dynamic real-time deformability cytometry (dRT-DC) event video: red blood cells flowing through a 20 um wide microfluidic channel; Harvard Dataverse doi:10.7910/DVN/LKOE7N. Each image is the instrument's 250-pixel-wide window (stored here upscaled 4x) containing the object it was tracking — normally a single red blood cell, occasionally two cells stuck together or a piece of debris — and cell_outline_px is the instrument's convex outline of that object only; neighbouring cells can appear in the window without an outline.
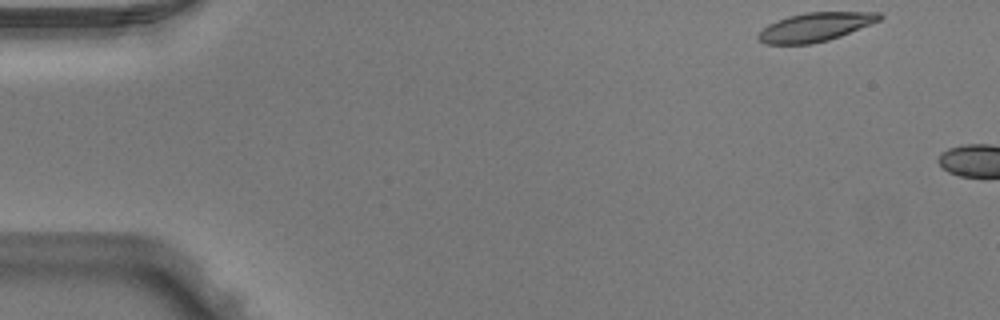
{"species": "Egyptian fruit bat (a non-hibernating species)", "species_latin": "Rousettus aegyptiacus", "temperature_condition": "warm", "stored_images_in_passage": 2, "camera_frame_rate_fps": 3000, "um_per_image_px": 0.085, "animal": {"sex": "male"}, "frame": {"image": 1, "passage_image": 1, "time_ms": 0.0, "image_size_px": [1000, 320], "cell_outline_px": [[884, 16], [880, 20], [840, 36], [828, 40], [812, 44], [764, 44], [756, 36], [768, 24], [776, 20], [788, 16], [804, 12], [880, 12]], "centroid_in_image_um": [69.29, 2.29], "position_along_channel_um": 15.7, "area_um2": 20.29}}